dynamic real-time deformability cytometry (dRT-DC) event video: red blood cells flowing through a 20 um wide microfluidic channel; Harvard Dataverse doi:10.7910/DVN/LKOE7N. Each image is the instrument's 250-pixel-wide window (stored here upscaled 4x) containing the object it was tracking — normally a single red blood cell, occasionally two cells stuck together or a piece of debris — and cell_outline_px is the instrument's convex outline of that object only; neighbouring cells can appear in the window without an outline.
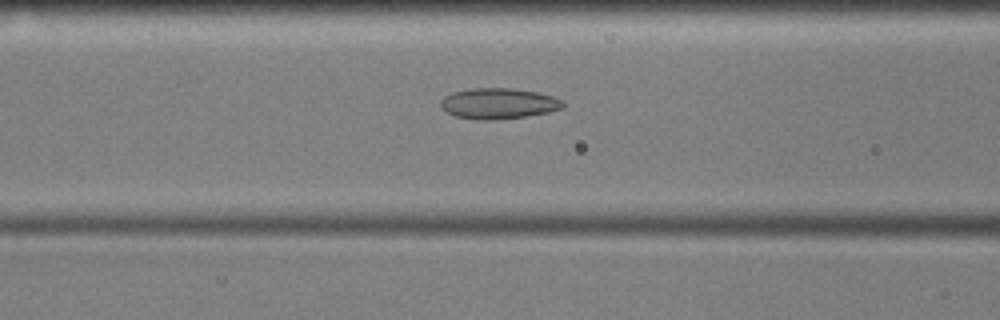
{"species": "common noctule bat (a hibernating species)", "species_latin": "Nyctalus noctula", "temperature_condition": "cold", "stored_images_in_passage": 31, "camera_frame_rate_fps": 3000, "um_per_image_px": 0.085, "animal": {"sex": "male", "body_mass_g": 17.9, "forearm_length_mm": 54.2}, "frame": {"image": 1, "passage_image": 8, "time_ms": 2.333, "image_size_px": [1000, 320], "cell_outline_px": [[564, 108], [548, 112], [524, 116], [492, 120], [476, 120], [456, 116], [448, 112], [440, 104], [440, 100], [444, 96], [452, 92], [472, 88], [516, 88], [536, 92], [552, 96], [564, 100]], "centroid_in_image_um": [42.39, 8.79], "position_along_channel_um": 124.2, "area_um2": 21.91}}
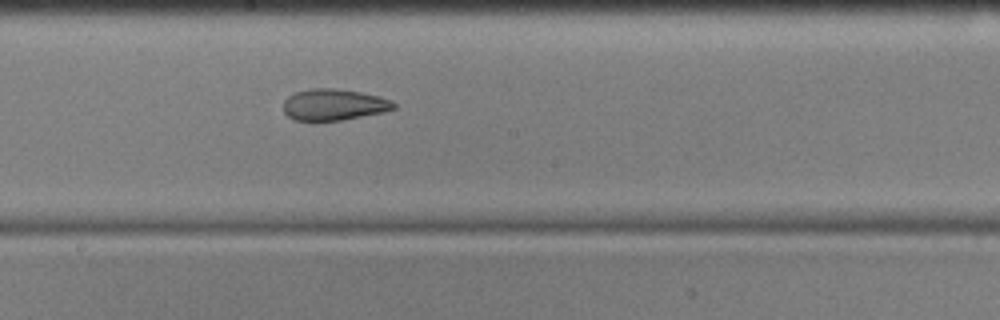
{"frame": {"image": 2, "passage_image": 16, "time_ms": 5.0, "image_size_px": [1000, 320], "cell_outline_px": [[396, 108], [384, 112], [340, 120], [292, 120], [284, 112], [284, 100], [288, 96], [296, 92], [308, 88], [336, 88], [360, 92], [380, 96], [392, 100], [396, 104]], "centroid_in_image_um": [28.39, 8.88], "position_along_channel_um": 219.8, "area_um2": 20.23}}
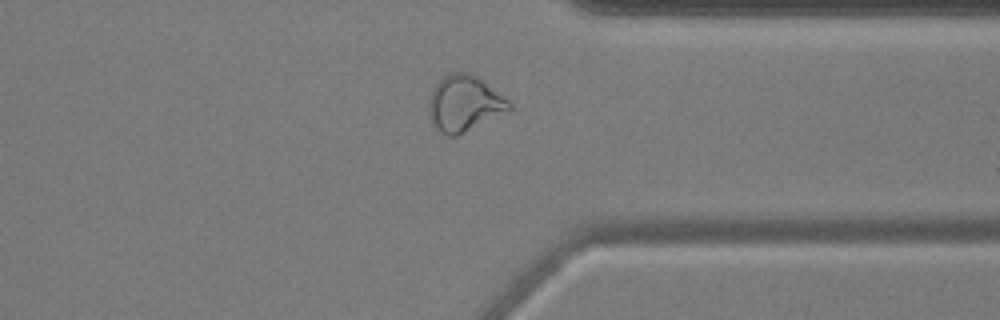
{"frame": {"image": 3, "passage_image": 29, "time_ms": 9.333, "image_size_px": [1000, 320], "cell_outline_px": [[512, 108], [508, 112], [456, 136], [448, 136], [440, 132], [436, 128], [428, 116], [428, 100], [432, 88], [448, 72], [468, 72], [476, 76], [508, 100], [512, 104]], "centroid_in_image_um": [39.44, 8.8], "position_along_channel_um": 372.0, "area_um2": 26.24}}